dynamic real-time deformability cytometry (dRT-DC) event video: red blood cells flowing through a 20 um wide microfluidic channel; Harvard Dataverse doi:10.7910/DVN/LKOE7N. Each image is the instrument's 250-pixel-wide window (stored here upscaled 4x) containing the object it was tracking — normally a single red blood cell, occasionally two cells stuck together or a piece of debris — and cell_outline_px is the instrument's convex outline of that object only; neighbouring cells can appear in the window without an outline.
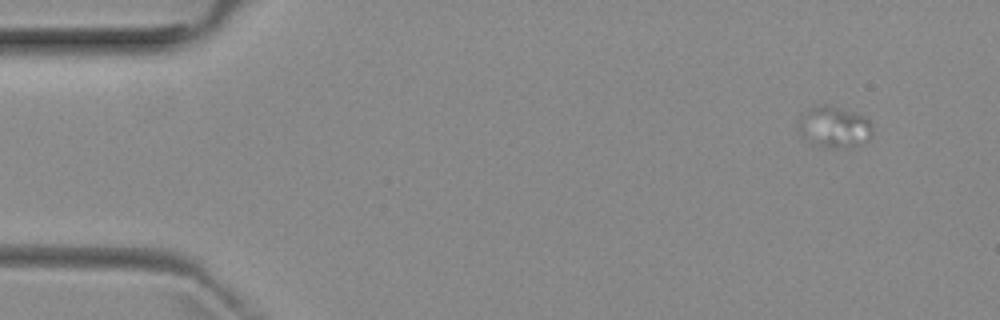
{"species": "common noctule bat (a hibernating species)", "species_latin": "Nyctalus noctula", "temperature_condition": "room temperature", "stored_images_in_passage": 6, "camera_frame_rate_fps": 3000, "um_per_image_px": 0.085, "animal": {"sex": "female", "body_mass_g": 29.2, "forearm_length_mm": 56.3}, "frame": {"image": 1, "passage_image": 2, "time_ms": 1.0, "image_size_px": [1000, 320], "cell_outline_px": [[872, 136], [868, 140], [860, 144], [840, 148], [828, 148], [812, 144], [796, 128], [804, 116], [812, 108], [824, 104], [860, 116], [868, 120], [872, 124]], "centroid_in_image_um": [70.93, 10.85], "position_along_channel_um": 14.1, "area_um2": 17.05}}
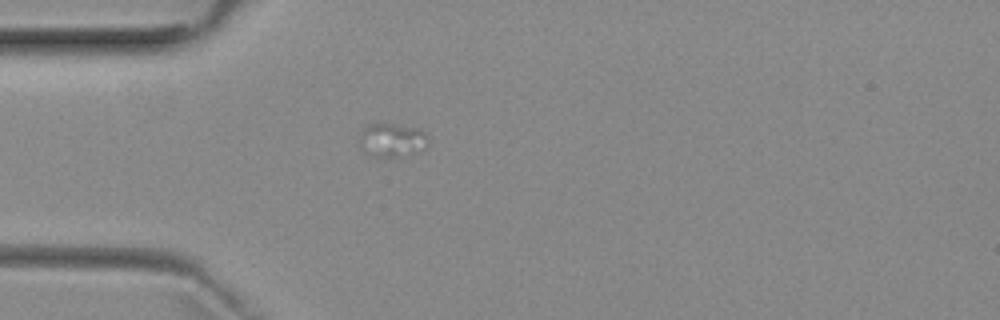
{"frame": {"image": 2, "passage_image": 5, "time_ms": 4.667, "image_size_px": [1000, 320], "cell_outline_px": [[428, 144], [420, 152], [396, 156], [376, 156], [364, 152], [360, 148], [360, 136], [364, 128], [368, 124], [392, 124], [416, 128], [428, 132]], "centroid_in_image_um": [33.36, 11.9], "position_along_channel_um": 51.6, "area_um2": 13.41}}